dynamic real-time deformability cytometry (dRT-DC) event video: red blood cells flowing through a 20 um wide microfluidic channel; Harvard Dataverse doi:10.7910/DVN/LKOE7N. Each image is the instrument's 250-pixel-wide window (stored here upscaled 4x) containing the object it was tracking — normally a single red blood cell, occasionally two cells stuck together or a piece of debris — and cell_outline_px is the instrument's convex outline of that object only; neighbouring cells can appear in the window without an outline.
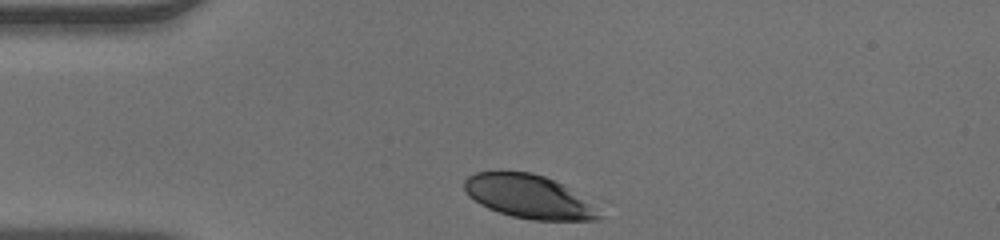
{"species": "human", "species_latin": "Homo sapiens", "temperature_condition": "warm", "stored_images_in_passage": 30, "camera_frame_rate_fps": 3000, "um_per_image_px": 0.085, "donor": {"sex": "male"}, "frame": {"image": 1, "passage_image": 1, "time_ms": 0.0, "image_size_px": [1000, 240], "cell_outline_px": [[600, 220], [532, 220], [512, 216], [488, 208], [480, 204], [468, 196], [464, 188], [464, 180], [468, 176], [476, 172], [532, 172], [544, 176], [564, 184], [588, 204], [600, 216]], "centroid_in_image_um": [44.85, 16.7], "position_along_channel_um": 40.2, "area_um2": 33.41}}
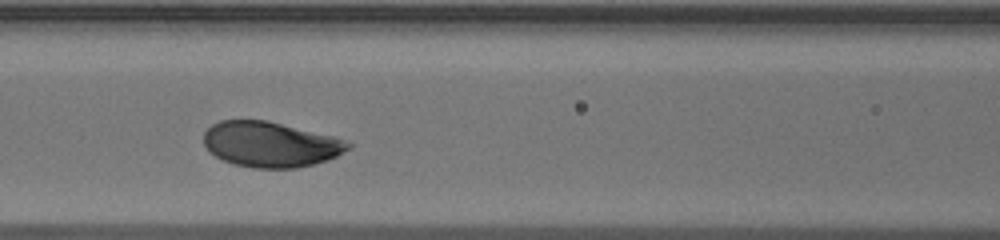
{"frame": {"image": 2, "passage_image": 11, "time_ms": 3.333, "image_size_px": [1000, 240], "cell_outline_px": [[352, 148], [336, 156], [312, 164], [296, 168], [252, 168], [232, 164], [216, 156], [204, 144], [204, 132], [212, 124], [220, 120], [268, 120], [336, 136], [352, 144]], "centroid_in_image_um": [23.01, 12.26], "position_along_channel_um": 143.6, "area_um2": 38.26}}
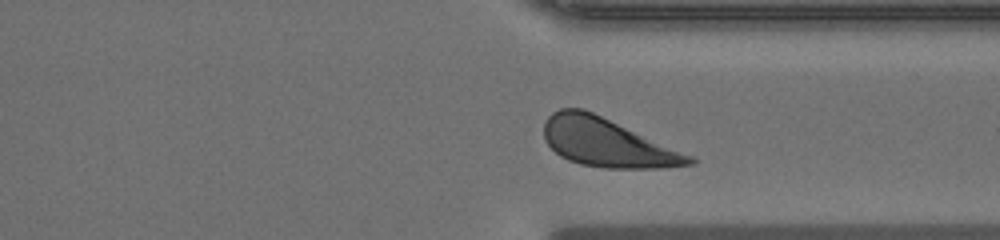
{"frame": {"image": 3, "passage_image": 27, "time_ms": 8.667, "image_size_px": [1000, 240], "cell_outline_px": [[696, 164], [660, 168], [604, 168], [580, 164], [568, 160], [560, 156], [544, 140], [544, 124], [548, 116], [552, 112], [560, 108], [584, 108], [696, 156]], "centroid_in_image_um": [51.65, 12.12], "position_along_channel_um": 359.7, "area_um2": 41.56}}